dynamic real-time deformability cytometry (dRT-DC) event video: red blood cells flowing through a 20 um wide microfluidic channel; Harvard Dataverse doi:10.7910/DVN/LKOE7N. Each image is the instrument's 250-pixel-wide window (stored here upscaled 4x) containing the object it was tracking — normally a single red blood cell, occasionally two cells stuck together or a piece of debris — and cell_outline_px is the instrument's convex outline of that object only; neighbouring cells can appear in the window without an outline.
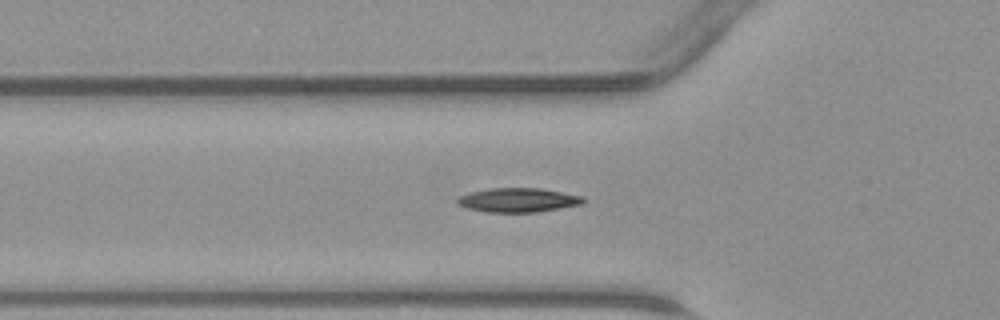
{"species": "common noctule bat (a hibernating species)", "species_latin": "Nyctalus noctula", "temperature_condition": "warm", "stored_images_in_passage": 30, "camera_frame_rate_fps": 3000, "um_per_image_px": 0.085, "animal": {"sex": "male", "body_mass_g": 23.1, "forearm_length_mm": 52.7}, "frame": {"image": 1, "passage_image": 4, "time_ms": 1.0, "image_size_px": [1000, 320], "cell_outline_px": [[584, 200], [580, 204], [560, 208], [536, 212], [488, 212], [468, 208], [456, 204], [456, 200], [460, 196], [472, 192], [488, 188], [540, 188], [584, 196]], "centroid_in_image_um": [44.02, 17.0], "position_along_channel_um": 81.8, "area_um2": 17.57}}
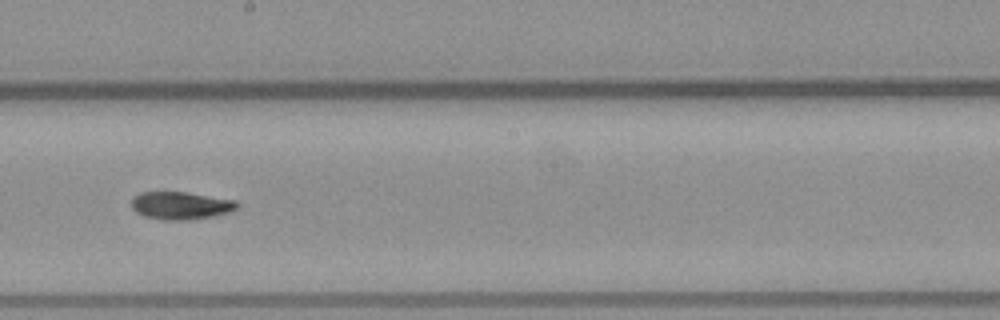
{"frame": {"image": 2, "passage_image": 14, "time_ms": 4.333, "image_size_px": [1000, 320], "cell_outline_px": [[240, 204], [236, 208], [228, 212], [212, 216], [180, 220], [164, 220], [144, 216], [136, 212], [132, 208], [132, 200], [140, 192], [188, 192], [236, 200]], "centroid_in_image_um": [15.37, 17.46], "position_along_channel_um": 232.8, "area_um2": 16.88}}
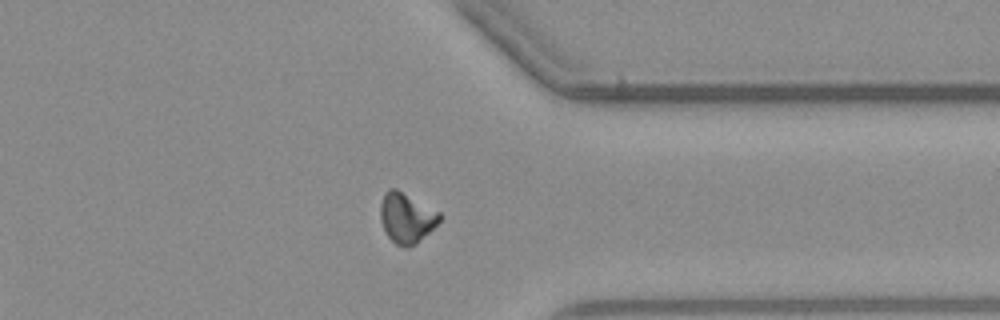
{"frame": {"image": 3, "passage_image": 24, "time_ms": 7.667, "image_size_px": [1000, 320], "cell_outline_px": [[440, 220], [428, 232], [408, 248], [404, 248], [396, 244], [388, 236], [380, 220], [380, 204], [384, 192], [388, 188], [396, 188], [440, 212]], "centroid_in_image_um": [34.51, 18.48], "position_along_channel_um": 376.9, "area_um2": 17.05}}